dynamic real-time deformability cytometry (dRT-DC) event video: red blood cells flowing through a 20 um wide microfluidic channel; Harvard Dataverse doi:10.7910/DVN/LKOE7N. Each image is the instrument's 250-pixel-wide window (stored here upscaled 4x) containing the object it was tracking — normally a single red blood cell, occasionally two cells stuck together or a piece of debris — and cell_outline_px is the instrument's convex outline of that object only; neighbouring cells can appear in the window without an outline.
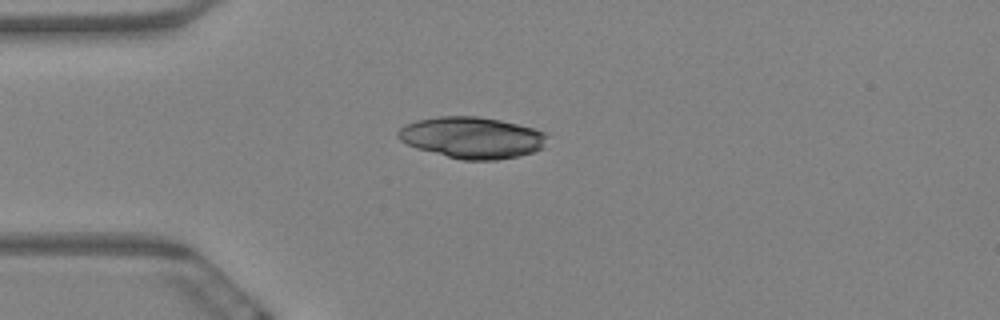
{"species": "Egyptian fruit bat (a non-hibernating species)", "species_latin": "Rousettus aegyptiacus", "temperature_condition": "warm", "stored_images_in_passage": 3, "camera_frame_rate_fps": 3000, "um_per_image_px": 0.085, "animal": {"sex": "female"}, "frame": {"image": 1, "passage_image": 1, "time_ms": 0.0, "image_size_px": [1000, 320], "cell_outline_px": [[548, 136], [544, 148], [520, 156], [496, 160], [464, 160], [416, 148], [400, 140], [396, 136], [396, 132], [400, 128], [416, 120], [436, 116], [476, 116], [500, 120], [532, 128], [544, 132]], "centroid_in_image_um": [40.13, 11.69], "position_along_channel_um": 44.9, "area_um2": 35.95}}